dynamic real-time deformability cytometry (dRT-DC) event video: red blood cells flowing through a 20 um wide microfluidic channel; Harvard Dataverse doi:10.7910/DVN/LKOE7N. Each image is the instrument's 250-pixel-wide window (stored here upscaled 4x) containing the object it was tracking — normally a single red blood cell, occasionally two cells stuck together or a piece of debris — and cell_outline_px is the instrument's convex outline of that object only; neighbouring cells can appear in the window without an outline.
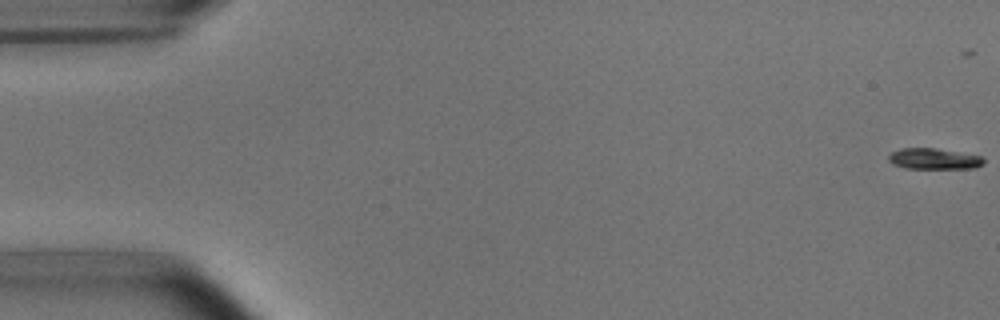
{"species": "common noctule bat (a hibernating species)", "species_latin": "Nyctalus noctula", "temperature_condition": "room temperature", "stored_images_in_passage": 42, "camera_frame_rate_fps": 3000, "um_per_image_px": 0.085, "animal": {"sex": "male", "body_mass_g": 15.6}, "frame": {"image": 1, "passage_image": 1, "time_ms": 0.0, "image_size_px": [1000, 320], "cell_outline_px": [[984, 164], [976, 168], [904, 168], [892, 164], [888, 160], [888, 156], [892, 152], [900, 148], [936, 148], [984, 156]], "centroid_in_image_um": [79.4, 13.49], "position_along_channel_um": 5.6, "area_um2": 11.73}}
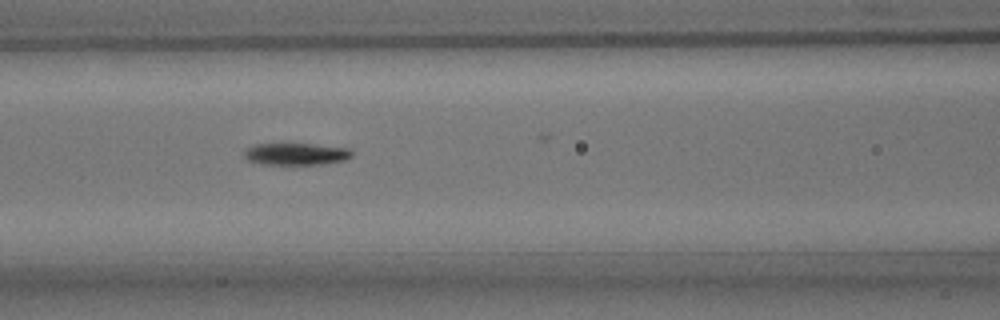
{"frame": {"image": 2, "passage_image": 23, "time_ms": 7.333, "image_size_px": [1000, 320], "cell_outline_px": [[352, 156], [344, 160], [320, 164], [260, 164], [248, 160], [244, 156], [244, 152], [248, 148], [256, 144], [316, 144], [352, 148]], "centroid_in_image_um": [25.2, 13.08], "position_along_channel_um": 141.4, "area_um2": 13.76}}
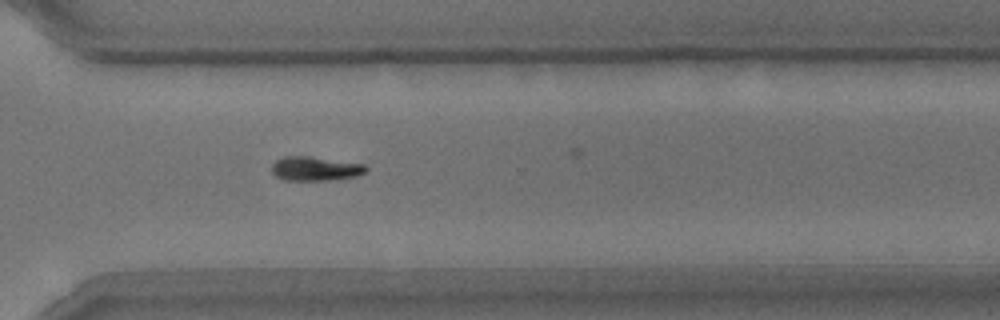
{"frame": {"image": 3, "passage_image": 39, "time_ms": 12.667, "image_size_px": [1000, 320], "cell_outline_px": [[368, 168], [364, 172], [356, 176], [328, 180], [284, 180], [276, 176], [272, 172], [272, 164], [276, 160], [284, 156], [308, 156], [364, 164]], "centroid_in_image_um": [26.77, 14.33], "position_along_channel_um": 343.8, "area_um2": 13.12}}